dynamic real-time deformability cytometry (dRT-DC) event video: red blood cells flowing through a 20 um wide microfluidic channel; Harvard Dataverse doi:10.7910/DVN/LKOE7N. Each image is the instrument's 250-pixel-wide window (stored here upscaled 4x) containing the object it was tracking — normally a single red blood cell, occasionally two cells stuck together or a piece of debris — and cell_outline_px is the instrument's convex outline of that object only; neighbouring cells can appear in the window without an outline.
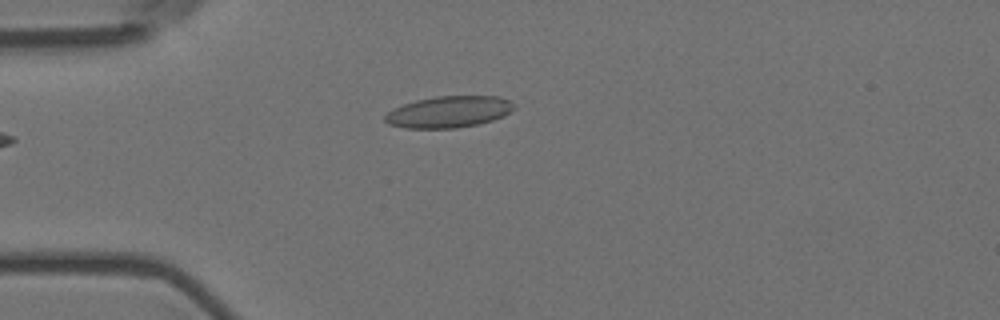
{"species": "Egyptian fruit bat (a non-hibernating species)", "species_latin": "Rousettus aegyptiacus", "temperature_condition": "room temperature", "stored_images_in_passage": 2, "camera_frame_rate_fps": 3000, "um_per_image_px": 0.085, "animal": {"sex": "female"}, "frame": {"image": 1, "passage_image": 2, "time_ms": 0.333, "image_size_px": [1000, 320], "cell_outline_px": [[516, 108], [504, 116], [480, 124], [456, 128], [404, 128], [388, 124], [384, 120], [384, 116], [388, 112], [404, 104], [416, 100], [436, 96], [500, 96], [516, 104]], "centroid_in_image_um": [38.19, 9.51], "position_along_channel_um": 46.8, "area_um2": 23.81}}